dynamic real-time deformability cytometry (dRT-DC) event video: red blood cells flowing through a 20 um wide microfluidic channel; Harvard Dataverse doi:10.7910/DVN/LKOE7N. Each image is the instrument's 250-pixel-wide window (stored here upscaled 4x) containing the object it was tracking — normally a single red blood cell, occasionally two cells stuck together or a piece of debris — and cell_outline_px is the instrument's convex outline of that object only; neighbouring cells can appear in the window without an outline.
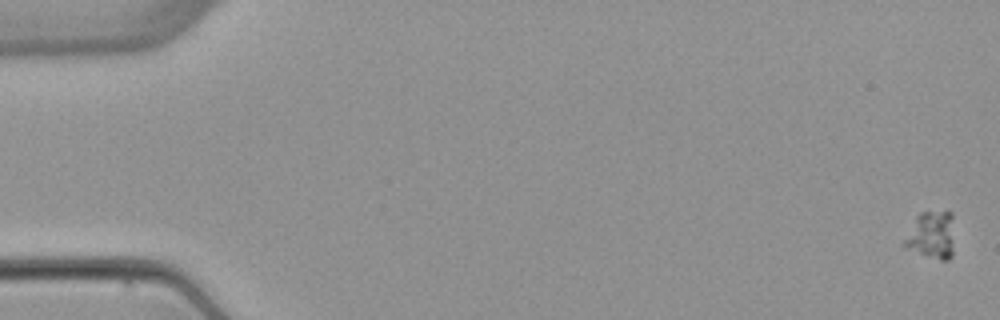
{"species": "common noctule bat (a hibernating species)", "species_latin": "Nyctalus noctula", "temperature_condition": "warm", "stored_images_in_passage": 9, "camera_frame_rate_fps": 3000, "um_per_image_px": 0.085, "animal": {"sex": "female", "body_mass_g": 22.7, "forearm_length_mm": 54.2}, "frame": {"image": 1, "passage_image": 1, "time_ms": 0.0, "image_size_px": [1000, 320], "cell_outline_px": [[952, 256], [948, 260], [940, 260], [920, 252], [904, 244], [904, 240], [916, 216], [920, 212], [952, 212]], "centroid_in_image_um": [79.21, 19.95], "position_along_channel_um": 5.8, "area_um2": 13.18}}
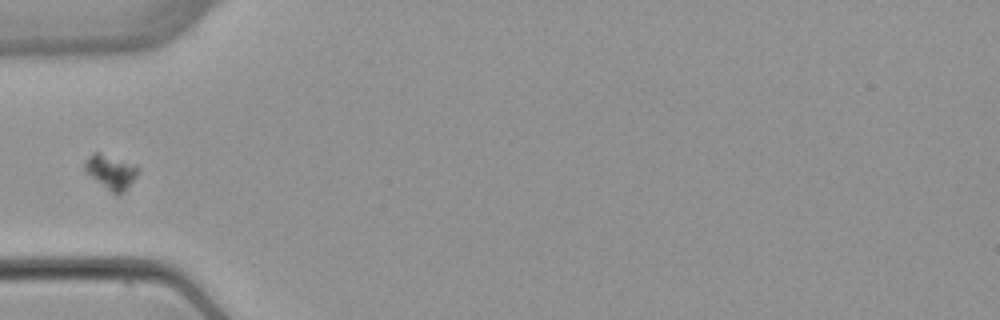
{"frame": {"image": 2, "passage_image": 6, "time_ms": 6.333, "image_size_px": [1000, 320], "cell_outline_px": [[140, 172], [124, 192], [116, 196], [92, 176], [84, 168], [84, 164], [96, 152], [100, 152], [136, 164], [140, 168]], "centroid_in_image_um": [9.53, 14.61], "position_along_channel_um": 75.5, "area_um2": 10.46}}